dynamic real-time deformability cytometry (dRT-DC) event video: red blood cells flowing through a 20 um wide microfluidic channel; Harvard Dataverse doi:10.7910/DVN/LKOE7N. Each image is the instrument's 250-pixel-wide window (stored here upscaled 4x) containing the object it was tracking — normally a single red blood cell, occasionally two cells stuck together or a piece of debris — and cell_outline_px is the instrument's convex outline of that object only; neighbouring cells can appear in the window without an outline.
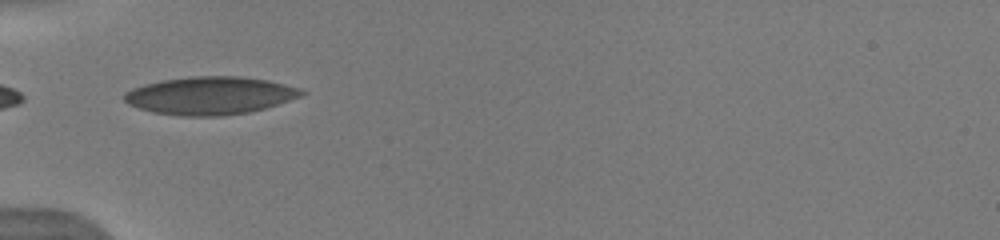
{"species": "human", "species_latin": "Homo sapiens", "temperature_condition": "warm", "stored_images_in_passage": 34, "camera_frame_rate_fps": 3000, "um_per_image_px": 0.085, "donor": {"sex": "male"}, "frame": {"image": 1, "passage_image": 1, "time_ms": 0.0, "image_size_px": [1000, 240], "cell_outline_px": [[308, 92], [300, 96], [264, 108], [248, 112], [220, 116], [180, 116], [152, 112], [128, 104], [124, 100], [124, 92], [132, 88], [144, 84], [160, 80], [188, 76], [240, 76], [268, 80], [300, 88]], "centroid_in_image_um": [17.82, 8.11], "position_along_channel_um": 67.2, "area_um2": 39.13}, "authors_computed_cell_mechanics": {"area_um2": 36.1828, "velocity_mm_per_s": 3.9822, "shape_relaxation_time_tau1_ms": 5.5914, "shape_relaxation_time_tau2_ms": null, "deformation_change_tau1": 0.1937, "deformation_change_tau2": null}}